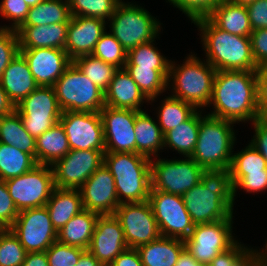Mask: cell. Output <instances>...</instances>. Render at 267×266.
Returning a JSON list of instances; mask_svg holds the SVG:
<instances>
[{"mask_svg": "<svg viewBox=\"0 0 267 266\" xmlns=\"http://www.w3.org/2000/svg\"><path fill=\"white\" fill-rule=\"evenodd\" d=\"M132 79L137 83L140 91L149 100V104L158 102L167 91L169 69H152L145 67H125Z\"/></svg>", "mask_w": 267, "mask_h": 266, "instance_id": "cell-34", "label": "cell"}, {"mask_svg": "<svg viewBox=\"0 0 267 266\" xmlns=\"http://www.w3.org/2000/svg\"><path fill=\"white\" fill-rule=\"evenodd\" d=\"M184 248L183 239L160 236L137 251L143 266H175Z\"/></svg>", "mask_w": 267, "mask_h": 266, "instance_id": "cell-29", "label": "cell"}, {"mask_svg": "<svg viewBox=\"0 0 267 266\" xmlns=\"http://www.w3.org/2000/svg\"><path fill=\"white\" fill-rule=\"evenodd\" d=\"M19 214L4 180H0V229H9Z\"/></svg>", "mask_w": 267, "mask_h": 266, "instance_id": "cell-48", "label": "cell"}, {"mask_svg": "<svg viewBox=\"0 0 267 266\" xmlns=\"http://www.w3.org/2000/svg\"><path fill=\"white\" fill-rule=\"evenodd\" d=\"M161 236L186 239L195 224L189 215L182 196L151 188L149 200Z\"/></svg>", "mask_w": 267, "mask_h": 266, "instance_id": "cell-13", "label": "cell"}, {"mask_svg": "<svg viewBox=\"0 0 267 266\" xmlns=\"http://www.w3.org/2000/svg\"><path fill=\"white\" fill-rule=\"evenodd\" d=\"M229 1L237 4L247 5L248 3L254 2L255 0H229Z\"/></svg>", "mask_w": 267, "mask_h": 266, "instance_id": "cell-64", "label": "cell"}, {"mask_svg": "<svg viewBox=\"0 0 267 266\" xmlns=\"http://www.w3.org/2000/svg\"><path fill=\"white\" fill-rule=\"evenodd\" d=\"M0 84L15 106L39 86L29 69L27 61L20 53L4 70L0 78Z\"/></svg>", "mask_w": 267, "mask_h": 266, "instance_id": "cell-24", "label": "cell"}, {"mask_svg": "<svg viewBox=\"0 0 267 266\" xmlns=\"http://www.w3.org/2000/svg\"><path fill=\"white\" fill-rule=\"evenodd\" d=\"M110 266H143V264L137 249L127 248L114 259Z\"/></svg>", "mask_w": 267, "mask_h": 266, "instance_id": "cell-55", "label": "cell"}, {"mask_svg": "<svg viewBox=\"0 0 267 266\" xmlns=\"http://www.w3.org/2000/svg\"><path fill=\"white\" fill-rule=\"evenodd\" d=\"M232 266H260L256 246H247L240 240L233 244Z\"/></svg>", "mask_w": 267, "mask_h": 266, "instance_id": "cell-51", "label": "cell"}, {"mask_svg": "<svg viewBox=\"0 0 267 266\" xmlns=\"http://www.w3.org/2000/svg\"><path fill=\"white\" fill-rule=\"evenodd\" d=\"M84 251L85 249L55 241L45 252L49 266H76Z\"/></svg>", "mask_w": 267, "mask_h": 266, "instance_id": "cell-45", "label": "cell"}, {"mask_svg": "<svg viewBox=\"0 0 267 266\" xmlns=\"http://www.w3.org/2000/svg\"><path fill=\"white\" fill-rule=\"evenodd\" d=\"M163 23L138 1L121 0L107 21V29L128 52L161 35Z\"/></svg>", "mask_w": 267, "mask_h": 266, "instance_id": "cell-7", "label": "cell"}, {"mask_svg": "<svg viewBox=\"0 0 267 266\" xmlns=\"http://www.w3.org/2000/svg\"><path fill=\"white\" fill-rule=\"evenodd\" d=\"M249 37L256 65L267 66V28L254 30Z\"/></svg>", "mask_w": 267, "mask_h": 266, "instance_id": "cell-50", "label": "cell"}, {"mask_svg": "<svg viewBox=\"0 0 267 266\" xmlns=\"http://www.w3.org/2000/svg\"><path fill=\"white\" fill-rule=\"evenodd\" d=\"M259 120L267 127V110H258Z\"/></svg>", "mask_w": 267, "mask_h": 266, "instance_id": "cell-62", "label": "cell"}, {"mask_svg": "<svg viewBox=\"0 0 267 266\" xmlns=\"http://www.w3.org/2000/svg\"><path fill=\"white\" fill-rule=\"evenodd\" d=\"M59 122L71 150H105L100 112L64 111Z\"/></svg>", "mask_w": 267, "mask_h": 266, "instance_id": "cell-17", "label": "cell"}, {"mask_svg": "<svg viewBox=\"0 0 267 266\" xmlns=\"http://www.w3.org/2000/svg\"><path fill=\"white\" fill-rule=\"evenodd\" d=\"M210 266H232L233 245L225 251L220 252L210 263Z\"/></svg>", "mask_w": 267, "mask_h": 266, "instance_id": "cell-57", "label": "cell"}, {"mask_svg": "<svg viewBox=\"0 0 267 266\" xmlns=\"http://www.w3.org/2000/svg\"><path fill=\"white\" fill-rule=\"evenodd\" d=\"M105 150H70L52 165L57 188L79 189L104 163Z\"/></svg>", "mask_w": 267, "mask_h": 266, "instance_id": "cell-16", "label": "cell"}, {"mask_svg": "<svg viewBox=\"0 0 267 266\" xmlns=\"http://www.w3.org/2000/svg\"><path fill=\"white\" fill-rule=\"evenodd\" d=\"M151 159V188L182 196L200 182L204 169L191 157Z\"/></svg>", "mask_w": 267, "mask_h": 266, "instance_id": "cell-9", "label": "cell"}, {"mask_svg": "<svg viewBox=\"0 0 267 266\" xmlns=\"http://www.w3.org/2000/svg\"><path fill=\"white\" fill-rule=\"evenodd\" d=\"M37 165L28 153L13 145L0 142V180H7L25 174Z\"/></svg>", "mask_w": 267, "mask_h": 266, "instance_id": "cell-37", "label": "cell"}, {"mask_svg": "<svg viewBox=\"0 0 267 266\" xmlns=\"http://www.w3.org/2000/svg\"><path fill=\"white\" fill-rule=\"evenodd\" d=\"M15 110V105L8 98L7 92L0 84V117L11 114Z\"/></svg>", "mask_w": 267, "mask_h": 266, "instance_id": "cell-58", "label": "cell"}, {"mask_svg": "<svg viewBox=\"0 0 267 266\" xmlns=\"http://www.w3.org/2000/svg\"><path fill=\"white\" fill-rule=\"evenodd\" d=\"M29 10L24 0H1L0 17L8 20L10 25H0V28L17 30L26 20Z\"/></svg>", "mask_w": 267, "mask_h": 266, "instance_id": "cell-46", "label": "cell"}, {"mask_svg": "<svg viewBox=\"0 0 267 266\" xmlns=\"http://www.w3.org/2000/svg\"><path fill=\"white\" fill-rule=\"evenodd\" d=\"M156 39L140 44L127 52L125 67H145L152 69H169L171 59H168L155 45Z\"/></svg>", "mask_w": 267, "mask_h": 266, "instance_id": "cell-39", "label": "cell"}, {"mask_svg": "<svg viewBox=\"0 0 267 266\" xmlns=\"http://www.w3.org/2000/svg\"><path fill=\"white\" fill-rule=\"evenodd\" d=\"M104 164L114 177L119 205L149 200L151 159L138 153L105 152Z\"/></svg>", "mask_w": 267, "mask_h": 266, "instance_id": "cell-6", "label": "cell"}, {"mask_svg": "<svg viewBox=\"0 0 267 266\" xmlns=\"http://www.w3.org/2000/svg\"><path fill=\"white\" fill-rule=\"evenodd\" d=\"M70 150L64 127L58 122L36 138V163L51 166Z\"/></svg>", "mask_w": 267, "mask_h": 266, "instance_id": "cell-32", "label": "cell"}, {"mask_svg": "<svg viewBox=\"0 0 267 266\" xmlns=\"http://www.w3.org/2000/svg\"><path fill=\"white\" fill-rule=\"evenodd\" d=\"M128 248L124 231L115 215H99L88 250L102 264L110 265Z\"/></svg>", "mask_w": 267, "mask_h": 266, "instance_id": "cell-21", "label": "cell"}, {"mask_svg": "<svg viewBox=\"0 0 267 266\" xmlns=\"http://www.w3.org/2000/svg\"><path fill=\"white\" fill-rule=\"evenodd\" d=\"M45 206L57 231L84 210L79 189L55 187Z\"/></svg>", "mask_w": 267, "mask_h": 266, "instance_id": "cell-27", "label": "cell"}, {"mask_svg": "<svg viewBox=\"0 0 267 266\" xmlns=\"http://www.w3.org/2000/svg\"><path fill=\"white\" fill-rule=\"evenodd\" d=\"M138 112L110 106L100 110L105 152L136 153L135 119Z\"/></svg>", "mask_w": 267, "mask_h": 266, "instance_id": "cell-18", "label": "cell"}, {"mask_svg": "<svg viewBox=\"0 0 267 266\" xmlns=\"http://www.w3.org/2000/svg\"><path fill=\"white\" fill-rule=\"evenodd\" d=\"M68 23L20 26L16 32L19 49L58 48L65 50Z\"/></svg>", "mask_w": 267, "mask_h": 266, "instance_id": "cell-25", "label": "cell"}, {"mask_svg": "<svg viewBox=\"0 0 267 266\" xmlns=\"http://www.w3.org/2000/svg\"><path fill=\"white\" fill-rule=\"evenodd\" d=\"M72 15L68 0H43L30 7L27 18L21 26H39L69 23Z\"/></svg>", "mask_w": 267, "mask_h": 266, "instance_id": "cell-35", "label": "cell"}, {"mask_svg": "<svg viewBox=\"0 0 267 266\" xmlns=\"http://www.w3.org/2000/svg\"><path fill=\"white\" fill-rule=\"evenodd\" d=\"M5 183L18 211L45 206L55 188L51 166L42 164Z\"/></svg>", "mask_w": 267, "mask_h": 266, "instance_id": "cell-10", "label": "cell"}, {"mask_svg": "<svg viewBox=\"0 0 267 266\" xmlns=\"http://www.w3.org/2000/svg\"><path fill=\"white\" fill-rule=\"evenodd\" d=\"M258 110H267V66L256 70Z\"/></svg>", "mask_w": 267, "mask_h": 266, "instance_id": "cell-54", "label": "cell"}, {"mask_svg": "<svg viewBox=\"0 0 267 266\" xmlns=\"http://www.w3.org/2000/svg\"><path fill=\"white\" fill-rule=\"evenodd\" d=\"M243 190L248 194H261L267 191V172H249L234 186V201L236 200L237 192Z\"/></svg>", "mask_w": 267, "mask_h": 266, "instance_id": "cell-49", "label": "cell"}, {"mask_svg": "<svg viewBox=\"0 0 267 266\" xmlns=\"http://www.w3.org/2000/svg\"><path fill=\"white\" fill-rule=\"evenodd\" d=\"M207 115L232 121L252 123L259 119L256 71H217Z\"/></svg>", "mask_w": 267, "mask_h": 266, "instance_id": "cell-1", "label": "cell"}, {"mask_svg": "<svg viewBox=\"0 0 267 266\" xmlns=\"http://www.w3.org/2000/svg\"><path fill=\"white\" fill-rule=\"evenodd\" d=\"M200 128V109L186 121L164 134V151L170 149L181 157H191L197 143Z\"/></svg>", "mask_w": 267, "mask_h": 266, "instance_id": "cell-31", "label": "cell"}, {"mask_svg": "<svg viewBox=\"0 0 267 266\" xmlns=\"http://www.w3.org/2000/svg\"><path fill=\"white\" fill-rule=\"evenodd\" d=\"M149 100L140 91L137 83L125 68H118L108 89L105 91V106L144 111Z\"/></svg>", "mask_w": 267, "mask_h": 266, "instance_id": "cell-23", "label": "cell"}, {"mask_svg": "<svg viewBox=\"0 0 267 266\" xmlns=\"http://www.w3.org/2000/svg\"><path fill=\"white\" fill-rule=\"evenodd\" d=\"M98 217L95 212L82 210L57 231V241L88 250Z\"/></svg>", "mask_w": 267, "mask_h": 266, "instance_id": "cell-30", "label": "cell"}, {"mask_svg": "<svg viewBox=\"0 0 267 266\" xmlns=\"http://www.w3.org/2000/svg\"><path fill=\"white\" fill-rule=\"evenodd\" d=\"M175 266H203L184 248L179 255Z\"/></svg>", "mask_w": 267, "mask_h": 266, "instance_id": "cell-59", "label": "cell"}, {"mask_svg": "<svg viewBox=\"0 0 267 266\" xmlns=\"http://www.w3.org/2000/svg\"><path fill=\"white\" fill-rule=\"evenodd\" d=\"M9 229L27 253L46 251L57 241V230L53 227L46 206L19 211Z\"/></svg>", "mask_w": 267, "mask_h": 266, "instance_id": "cell-14", "label": "cell"}, {"mask_svg": "<svg viewBox=\"0 0 267 266\" xmlns=\"http://www.w3.org/2000/svg\"><path fill=\"white\" fill-rule=\"evenodd\" d=\"M21 266H49L46 252H29Z\"/></svg>", "mask_w": 267, "mask_h": 266, "instance_id": "cell-56", "label": "cell"}, {"mask_svg": "<svg viewBox=\"0 0 267 266\" xmlns=\"http://www.w3.org/2000/svg\"><path fill=\"white\" fill-rule=\"evenodd\" d=\"M121 0H68L72 16L94 17L108 21Z\"/></svg>", "mask_w": 267, "mask_h": 266, "instance_id": "cell-41", "label": "cell"}, {"mask_svg": "<svg viewBox=\"0 0 267 266\" xmlns=\"http://www.w3.org/2000/svg\"><path fill=\"white\" fill-rule=\"evenodd\" d=\"M147 111L145 109L136 114V153L152 159L162 155L160 152L164 150V134L157 119H154Z\"/></svg>", "mask_w": 267, "mask_h": 266, "instance_id": "cell-26", "label": "cell"}, {"mask_svg": "<svg viewBox=\"0 0 267 266\" xmlns=\"http://www.w3.org/2000/svg\"><path fill=\"white\" fill-rule=\"evenodd\" d=\"M254 128L250 144L266 159L267 162V127L258 119L250 123Z\"/></svg>", "mask_w": 267, "mask_h": 266, "instance_id": "cell-53", "label": "cell"}, {"mask_svg": "<svg viewBox=\"0 0 267 266\" xmlns=\"http://www.w3.org/2000/svg\"><path fill=\"white\" fill-rule=\"evenodd\" d=\"M103 19L72 16L68 23L65 51L72 61L84 55H92L98 40L107 31Z\"/></svg>", "mask_w": 267, "mask_h": 266, "instance_id": "cell-22", "label": "cell"}, {"mask_svg": "<svg viewBox=\"0 0 267 266\" xmlns=\"http://www.w3.org/2000/svg\"><path fill=\"white\" fill-rule=\"evenodd\" d=\"M265 244H264V248L262 247L260 249L259 247V250L258 248L256 247L257 249V253H258V257H259V263H260V266H267V239H265Z\"/></svg>", "mask_w": 267, "mask_h": 266, "instance_id": "cell-61", "label": "cell"}, {"mask_svg": "<svg viewBox=\"0 0 267 266\" xmlns=\"http://www.w3.org/2000/svg\"><path fill=\"white\" fill-rule=\"evenodd\" d=\"M153 108L154 115L163 134L186 121L197 109L190 103L172 97L170 94ZM156 109V110H155ZM156 111V112H155Z\"/></svg>", "mask_w": 267, "mask_h": 266, "instance_id": "cell-36", "label": "cell"}, {"mask_svg": "<svg viewBox=\"0 0 267 266\" xmlns=\"http://www.w3.org/2000/svg\"><path fill=\"white\" fill-rule=\"evenodd\" d=\"M85 210L114 215L119 206L114 177L103 163L79 188Z\"/></svg>", "mask_w": 267, "mask_h": 266, "instance_id": "cell-19", "label": "cell"}, {"mask_svg": "<svg viewBox=\"0 0 267 266\" xmlns=\"http://www.w3.org/2000/svg\"><path fill=\"white\" fill-rule=\"evenodd\" d=\"M114 215L124 231L128 248L137 249L161 236L149 201L120 204Z\"/></svg>", "mask_w": 267, "mask_h": 266, "instance_id": "cell-15", "label": "cell"}, {"mask_svg": "<svg viewBox=\"0 0 267 266\" xmlns=\"http://www.w3.org/2000/svg\"><path fill=\"white\" fill-rule=\"evenodd\" d=\"M208 18L221 30L233 35L249 37L253 29L250 24L246 5L229 0L216 6Z\"/></svg>", "mask_w": 267, "mask_h": 266, "instance_id": "cell-28", "label": "cell"}, {"mask_svg": "<svg viewBox=\"0 0 267 266\" xmlns=\"http://www.w3.org/2000/svg\"><path fill=\"white\" fill-rule=\"evenodd\" d=\"M19 50L16 30L0 28V78L10 62L19 54Z\"/></svg>", "mask_w": 267, "mask_h": 266, "instance_id": "cell-47", "label": "cell"}, {"mask_svg": "<svg viewBox=\"0 0 267 266\" xmlns=\"http://www.w3.org/2000/svg\"><path fill=\"white\" fill-rule=\"evenodd\" d=\"M246 9L253 31L267 28V0H255Z\"/></svg>", "mask_w": 267, "mask_h": 266, "instance_id": "cell-52", "label": "cell"}, {"mask_svg": "<svg viewBox=\"0 0 267 266\" xmlns=\"http://www.w3.org/2000/svg\"><path fill=\"white\" fill-rule=\"evenodd\" d=\"M246 145L232 154L229 172L233 187L249 172H267L266 159L250 143Z\"/></svg>", "mask_w": 267, "mask_h": 266, "instance_id": "cell-38", "label": "cell"}, {"mask_svg": "<svg viewBox=\"0 0 267 266\" xmlns=\"http://www.w3.org/2000/svg\"><path fill=\"white\" fill-rule=\"evenodd\" d=\"M84 75L104 92L108 89L115 71L118 69L112 64L106 63L93 55H84L73 61Z\"/></svg>", "mask_w": 267, "mask_h": 266, "instance_id": "cell-40", "label": "cell"}, {"mask_svg": "<svg viewBox=\"0 0 267 266\" xmlns=\"http://www.w3.org/2000/svg\"><path fill=\"white\" fill-rule=\"evenodd\" d=\"M53 87L62 112H100L105 106V92L84 75L74 62Z\"/></svg>", "mask_w": 267, "mask_h": 266, "instance_id": "cell-8", "label": "cell"}, {"mask_svg": "<svg viewBox=\"0 0 267 266\" xmlns=\"http://www.w3.org/2000/svg\"><path fill=\"white\" fill-rule=\"evenodd\" d=\"M174 8L182 11L191 24L200 18L208 17L222 1L225 0H165Z\"/></svg>", "mask_w": 267, "mask_h": 266, "instance_id": "cell-44", "label": "cell"}, {"mask_svg": "<svg viewBox=\"0 0 267 266\" xmlns=\"http://www.w3.org/2000/svg\"><path fill=\"white\" fill-rule=\"evenodd\" d=\"M216 70L197 53L190 52L182 64L171 59L167 90L172 97L206 110L211 97ZM171 90V91H170Z\"/></svg>", "mask_w": 267, "mask_h": 266, "instance_id": "cell-4", "label": "cell"}, {"mask_svg": "<svg viewBox=\"0 0 267 266\" xmlns=\"http://www.w3.org/2000/svg\"><path fill=\"white\" fill-rule=\"evenodd\" d=\"M15 110L25 130L35 139L58 123L62 114L54 87L51 86H38L15 106Z\"/></svg>", "mask_w": 267, "mask_h": 266, "instance_id": "cell-11", "label": "cell"}, {"mask_svg": "<svg viewBox=\"0 0 267 266\" xmlns=\"http://www.w3.org/2000/svg\"><path fill=\"white\" fill-rule=\"evenodd\" d=\"M0 142L17 147L30 154L36 161V139L25 130L16 110L0 117Z\"/></svg>", "mask_w": 267, "mask_h": 266, "instance_id": "cell-33", "label": "cell"}, {"mask_svg": "<svg viewBox=\"0 0 267 266\" xmlns=\"http://www.w3.org/2000/svg\"><path fill=\"white\" fill-rule=\"evenodd\" d=\"M76 266H102L89 250H85L79 257Z\"/></svg>", "mask_w": 267, "mask_h": 266, "instance_id": "cell-60", "label": "cell"}, {"mask_svg": "<svg viewBox=\"0 0 267 266\" xmlns=\"http://www.w3.org/2000/svg\"><path fill=\"white\" fill-rule=\"evenodd\" d=\"M198 28L205 60L216 71H256L250 37L230 34L219 29L208 17L193 22Z\"/></svg>", "mask_w": 267, "mask_h": 266, "instance_id": "cell-3", "label": "cell"}, {"mask_svg": "<svg viewBox=\"0 0 267 266\" xmlns=\"http://www.w3.org/2000/svg\"><path fill=\"white\" fill-rule=\"evenodd\" d=\"M39 86L53 87L73 62L65 50L58 48L20 49Z\"/></svg>", "mask_w": 267, "mask_h": 266, "instance_id": "cell-20", "label": "cell"}, {"mask_svg": "<svg viewBox=\"0 0 267 266\" xmlns=\"http://www.w3.org/2000/svg\"><path fill=\"white\" fill-rule=\"evenodd\" d=\"M42 1L43 0H24L29 7H34Z\"/></svg>", "mask_w": 267, "mask_h": 266, "instance_id": "cell-63", "label": "cell"}, {"mask_svg": "<svg viewBox=\"0 0 267 266\" xmlns=\"http://www.w3.org/2000/svg\"><path fill=\"white\" fill-rule=\"evenodd\" d=\"M204 111L200 110V128L191 158L204 170L229 169L237 143L236 123Z\"/></svg>", "mask_w": 267, "mask_h": 266, "instance_id": "cell-5", "label": "cell"}, {"mask_svg": "<svg viewBox=\"0 0 267 266\" xmlns=\"http://www.w3.org/2000/svg\"><path fill=\"white\" fill-rule=\"evenodd\" d=\"M233 223V219H222L196 224L190 236L184 239L186 250L199 263L209 264L220 252L227 250L238 240L233 233Z\"/></svg>", "mask_w": 267, "mask_h": 266, "instance_id": "cell-12", "label": "cell"}, {"mask_svg": "<svg viewBox=\"0 0 267 266\" xmlns=\"http://www.w3.org/2000/svg\"><path fill=\"white\" fill-rule=\"evenodd\" d=\"M193 223L234 219V187L229 169L204 170L200 182L182 195Z\"/></svg>", "mask_w": 267, "mask_h": 266, "instance_id": "cell-2", "label": "cell"}, {"mask_svg": "<svg viewBox=\"0 0 267 266\" xmlns=\"http://www.w3.org/2000/svg\"><path fill=\"white\" fill-rule=\"evenodd\" d=\"M92 55L117 68H125L127 61V51L108 31L98 40Z\"/></svg>", "mask_w": 267, "mask_h": 266, "instance_id": "cell-42", "label": "cell"}, {"mask_svg": "<svg viewBox=\"0 0 267 266\" xmlns=\"http://www.w3.org/2000/svg\"><path fill=\"white\" fill-rule=\"evenodd\" d=\"M27 252L10 229H0V266H21Z\"/></svg>", "mask_w": 267, "mask_h": 266, "instance_id": "cell-43", "label": "cell"}]
</instances>
